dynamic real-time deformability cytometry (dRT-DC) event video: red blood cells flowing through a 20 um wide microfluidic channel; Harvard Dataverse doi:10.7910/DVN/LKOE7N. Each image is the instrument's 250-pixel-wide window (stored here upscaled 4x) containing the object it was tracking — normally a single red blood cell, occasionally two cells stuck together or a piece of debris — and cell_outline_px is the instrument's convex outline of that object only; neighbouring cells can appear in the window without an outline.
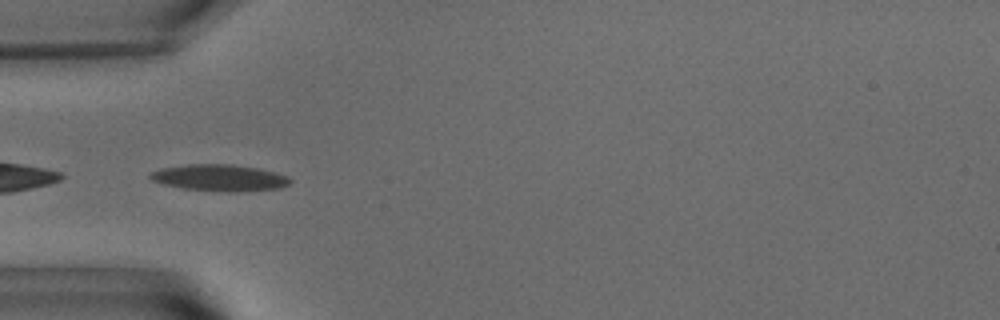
{"species": "common noctule bat (a hibernating species)", "species_latin": "Nyctalus noctula", "temperature_condition": "warm", "stored_images_in_passage": 39, "camera_frame_rate_fps": 3000, "um_per_image_px": 0.085, "animal": {"sex": "male", "body_mass_g": 15.6}, "frame": {"image": 1, "passage_image": 1, "time_ms": 0.0, "image_size_px": [1000, 320], "cell_outline_px": [[292, 180], [288, 184], [280, 188], [232, 192], [228, 192], [184, 188], [164, 184], [152, 180], [148, 176], [152, 172], [160, 168], [184, 164], [232, 164], [260, 168], [276, 172], [288, 176]], "centroid_in_image_um": [18.68, 15.09], "position_along_channel_um": 66.3, "area_um2": 21.68}}
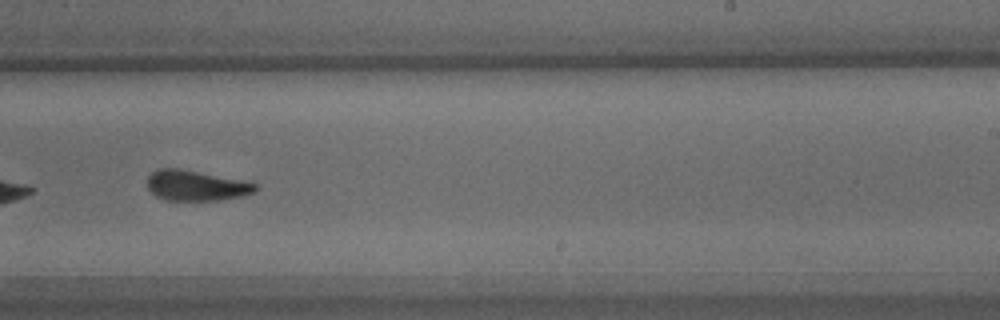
{"frame": {"image": 2, "passage_image": 18, "time_ms": 5.667, "image_size_px": [1000, 320], "cell_outline_px": [[256, 188], [252, 192], [244, 196], [220, 200], [164, 200], [156, 196], [148, 188], [148, 176], [156, 168], [176, 168], [244, 180], [256, 184]], "centroid_in_image_um": [16.64, 15.77], "position_along_channel_um": 272.4, "area_um2": 19.02}}
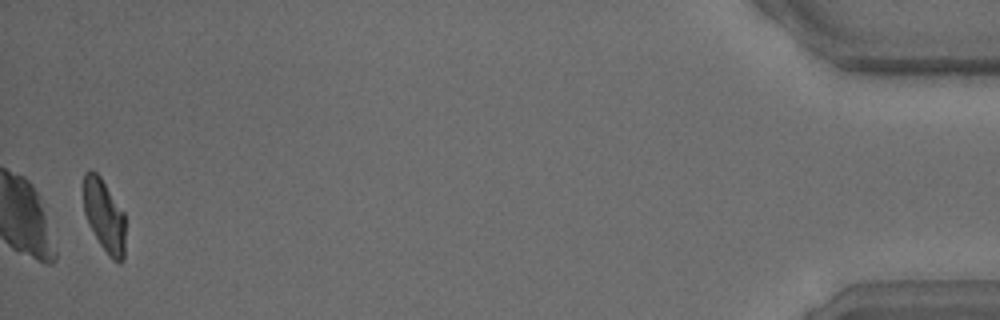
{"frame": {"image": 3, "passage_image": 38, "time_ms": 12.333, "image_size_px": [1000, 320], "cell_outline_px": [[124, 260], [120, 264], [112, 260], [108, 256], [100, 244], [88, 224], [84, 212], [84, 172], [92, 168], [100, 176], [124, 212]], "centroid_in_image_um": [8.86, 18.35], "position_along_channel_um": 426.3, "area_um2": 17.8}, "authors_computed_cell_mechanics": {"area_um2": 19.652, "velocity_mm_per_s": 3.6321, "shape_relaxation_time_tau1_ms": 2.9731, "shape_relaxation_time_tau2_ms": 1.7919, "deformation_change_tau1": 0.1396, "deformation_change_tau2": 0.0925}}